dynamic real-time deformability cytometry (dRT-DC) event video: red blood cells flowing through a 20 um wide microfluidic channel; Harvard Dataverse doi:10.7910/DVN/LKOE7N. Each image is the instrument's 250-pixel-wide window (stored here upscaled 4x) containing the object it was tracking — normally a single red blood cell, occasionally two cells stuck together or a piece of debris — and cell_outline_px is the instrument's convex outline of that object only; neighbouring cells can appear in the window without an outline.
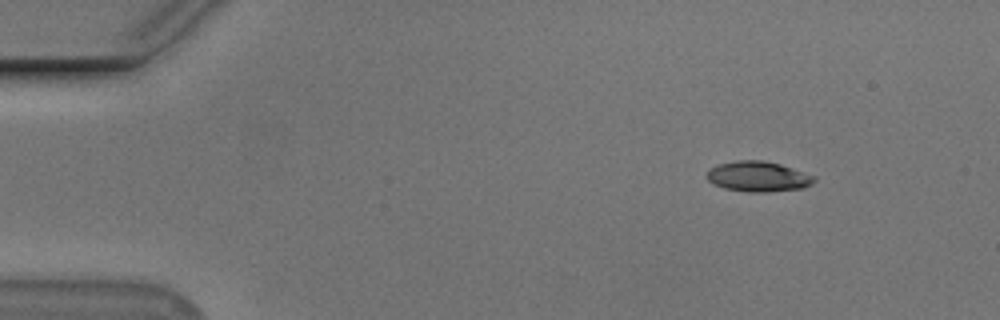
{"species": "Egyptian fruit bat (a non-hibernating species)", "species_latin": "Rousettus aegyptiacus", "temperature_condition": "cold", "stored_images_in_passage": 49, "camera_frame_rate_fps": 3000, "um_per_image_px": 0.085, "animal": {"sex": "male"}, "frame": {"image": 1, "passage_image": 1, "time_ms": 0.0, "image_size_px": [1000, 320], "cell_outline_px": [[816, 180], [812, 184], [804, 188], [764, 192], [748, 192], [724, 188], [712, 184], [708, 180], [708, 168], [720, 164], [736, 160], [764, 160], [780, 164], [816, 176]], "centroid_in_image_um": [64.45, 15.0], "position_along_channel_um": 20.5, "area_um2": 19.02}}
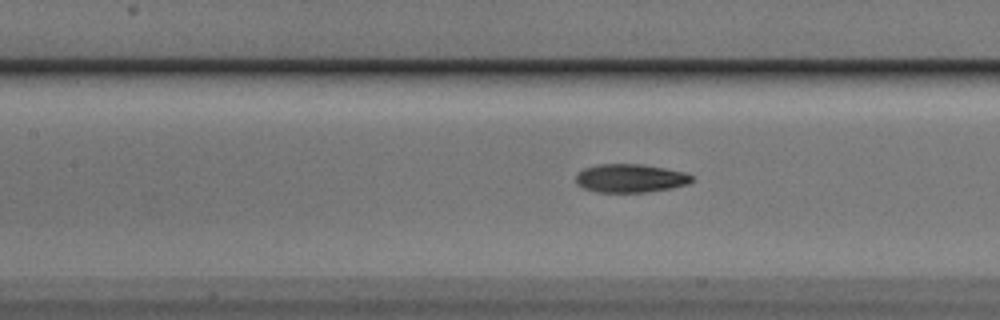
{"frame": {"image": 2, "passage_image": 19, "time_ms": 6.0, "image_size_px": [1000, 320], "cell_outline_px": [[696, 180], [688, 184], [672, 188], [648, 192], [596, 192], [584, 188], [576, 184], [576, 172], [584, 168], [596, 164], [640, 164], [664, 168], [684, 172], [692, 176]], "centroid_in_image_um": [53.57, 15.15], "position_along_channel_um": 153.8, "area_um2": 19.42}}
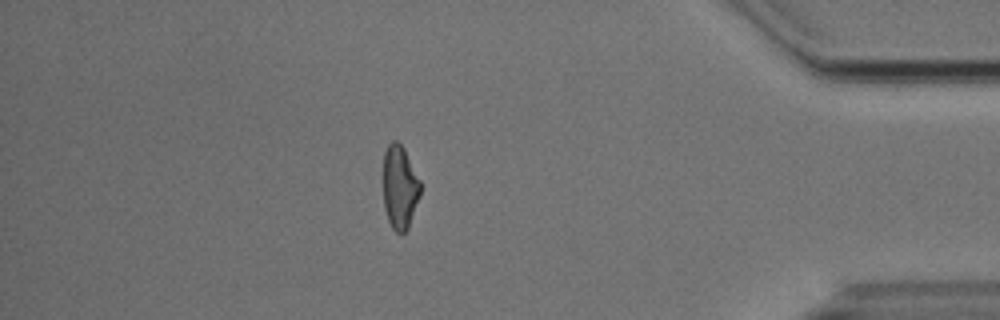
{"frame": {"image": 3, "passage_image": 42, "time_ms": 13.667, "image_size_px": [1000, 320], "cell_outline_px": [[420, 196], [408, 228], [400, 236], [392, 228], [388, 220], [384, 208], [384, 152], [388, 144], [392, 140], [396, 140], [404, 148], [420, 180]], "centroid_in_image_um": [33.98, 15.92], "position_along_channel_um": 401.2, "area_um2": 18.15}, "authors_computed_cell_mechanics": {"area_um2": 19.0162, "velocity_mm_per_s": 3.7348, "shape_relaxation_time_tau1_ms": 5.0082, "shape_relaxation_time_tau2_ms": 3.4676, "deformation_change_tau1": 0.1737, "deformation_change_tau2": 0.116}}